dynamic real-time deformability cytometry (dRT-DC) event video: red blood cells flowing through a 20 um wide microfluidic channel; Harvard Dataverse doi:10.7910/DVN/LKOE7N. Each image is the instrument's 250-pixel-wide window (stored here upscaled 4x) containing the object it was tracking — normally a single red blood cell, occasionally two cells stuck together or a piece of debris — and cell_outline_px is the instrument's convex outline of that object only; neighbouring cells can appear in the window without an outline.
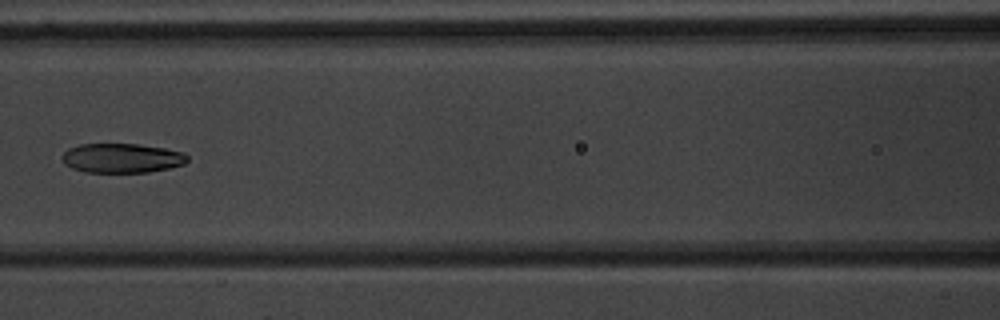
{"species": "common noctule bat (a hibernating species)", "species_latin": "Nyctalus noctula", "temperature_condition": "warm", "stored_images_in_passage": 7, "camera_frame_rate_fps": 3000, "um_per_image_px": 0.085, "animal": {"sex": "male", "body_mass_g": 20.1, "forearm_length_mm": 53.5}, "frame": {"image": 1, "passage_image": 7, "time_ms": 7.333, "image_size_px": [1000, 320], "cell_outline_px": [[188, 160], [184, 164], [168, 168], [148, 172], [84, 172], [72, 168], [64, 164], [60, 156], [68, 148], [80, 144], [140, 144], [164, 148], [184, 152], [188, 156]], "centroid_in_image_um": [10.33, 13.43], "position_along_channel_um": 156.3, "area_um2": 21.62}}